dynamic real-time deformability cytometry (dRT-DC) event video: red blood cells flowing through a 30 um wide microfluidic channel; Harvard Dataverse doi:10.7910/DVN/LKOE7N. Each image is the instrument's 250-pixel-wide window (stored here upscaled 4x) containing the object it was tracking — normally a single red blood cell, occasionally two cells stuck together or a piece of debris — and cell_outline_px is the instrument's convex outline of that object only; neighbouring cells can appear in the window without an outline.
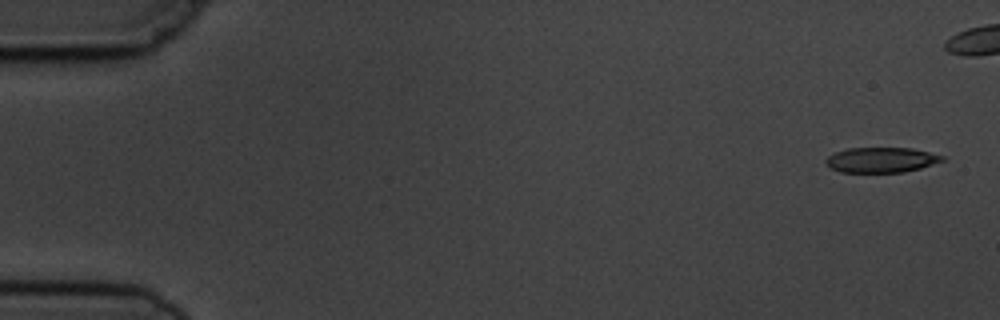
{"species": "common noctule bat (a hibernating species)", "species_latin": "Nyctalus noctula", "temperature_condition": "cold", "stored_images_in_passage": 6, "camera_frame_rate_fps": 3000, "um_per_image_px": 0.085, "animal": {"sex": "male", "body_mass_g": 19.5, "forearm_length_mm": 54.6}, "frame": {"image": 1, "passage_image": 1, "time_ms": 0.0, "image_size_px": [1000, 320], "cell_outline_px": [[944, 160], [920, 168], [904, 172], [840, 172], [832, 168], [824, 160], [828, 156], [836, 152], [848, 148], [912, 148], [944, 156]], "centroid_in_image_um": [74.9, 13.59], "position_along_channel_um": 10.1, "area_um2": 16.88}}
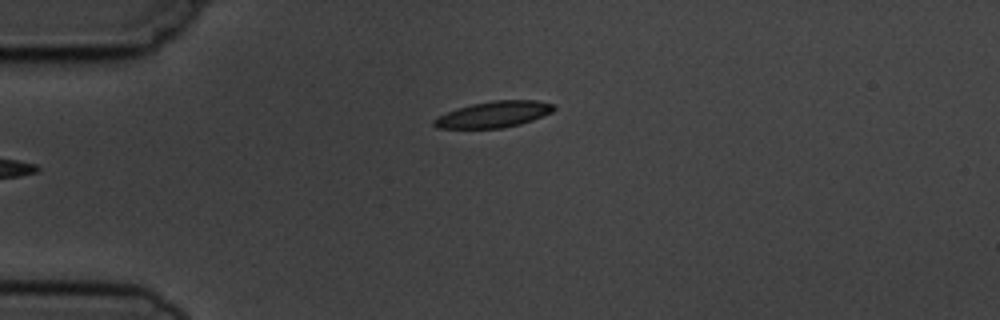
{"frame": {"image": 2, "passage_image": 6, "time_ms": 5.667, "image_size_px": [1000, 320], "cell_outline_px": [[556, 108], [552, 112], [532, 120], [520, 124], [500, 128], [436, 128], [432, 124], [432, 120], [436, 116], [456, 108], [472, 104], [492, 100], [536, 100], [556, 104]], "centroid_in_image_um": [41.95, 9.71], "position_along_channel_um": 43.1, "area_um2": 18.44}}